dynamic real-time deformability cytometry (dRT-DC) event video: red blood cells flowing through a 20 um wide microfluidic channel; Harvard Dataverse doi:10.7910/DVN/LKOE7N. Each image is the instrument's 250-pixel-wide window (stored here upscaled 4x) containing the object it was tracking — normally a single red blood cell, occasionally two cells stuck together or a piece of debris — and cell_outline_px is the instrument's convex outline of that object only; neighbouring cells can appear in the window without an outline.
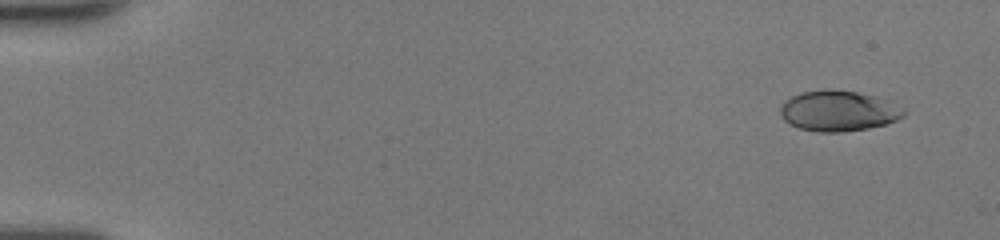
{"species": "human", "species_latin": "Homo sapiens", "temperature_condition": "room temperature", "stored_images_in_passage": 48, "camera_frame_rate_fps": 3000, "um_per_image_px": 0.085, "donor": {"sex": "female"}, "frame": {"image": 1, "passage_image": 1, "time_ms": 0.0, "image_size_px": [1000, 240], "cell_outline_px": [[904, 116], [896, 120], [884, 124], [868, 128], [840, 132], [820, 132], [800, 128], [784, 120], [780, 112], [780, 108], [784, 100], [792, 96], [804, 92], [824, 88], [832, 88], [856, 92], [876, 96], [904, 108]], "centroid_in_image_um": [71.25, 9.41], "position_along_channel_um": 13.7, "area_um2": 29.07}}
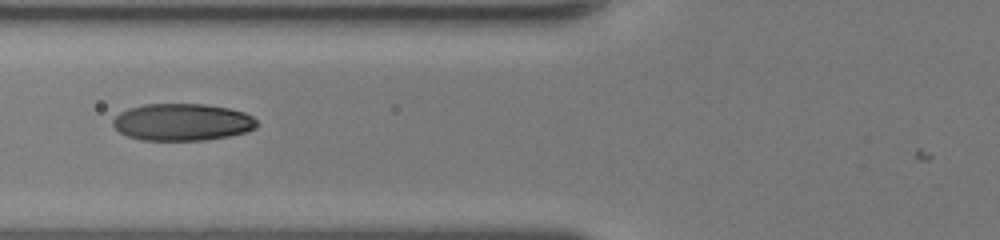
{"frame": {"image": 2, "passage_image": 19, "time_ms": 6.0, "image_size_px": [1000, 240], "cell_outline_px": [[256, 128], [248, 132], [228, 136], [204, 140], [140, 140], [128, 136], [120, 132], [112, 124], [112, 120], [120, 112], [128, 108], [144, 104], [204, 104], [228, 108], [244, 112], [252, 116], [256, 120]], "centroid_in_image_um": [15.49, 10.38], "position_along_channel_um": 110.3, "area_um2": 31.15}}
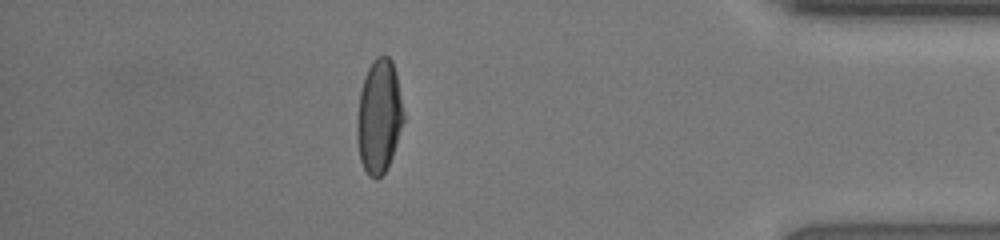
{"frame": {"image": 3, "passage_image": 42, "time_ms": 13.667, "image_size_px": [1000, 240], "cell_outline_px": [[404, 120], [392, 156], [384, 172], [376, 180], [368, 176], [360, 160], [356, 136], [356, 120], [360, 92], [364, 76], [372, 60], [376, 56], [388, 56], [392, 60], [396, 72], [404, 112]], "centroid_in_image_um": [32.2, 9.88], "position_along_channel_um": 403.0, "area_um2": 31.04}, "authors_computed_cell_mechanics": {"area_um2": 30.923, "velocity_mm_per_s": 4.2923, "shape_relaxation_time_tau1_ms": 5.2718, "shape_relaxation_time_tau2_ms": 0.8442, "deformation_change_tau1": 0.2353, "deformation_change_tau2": 0.0542}}